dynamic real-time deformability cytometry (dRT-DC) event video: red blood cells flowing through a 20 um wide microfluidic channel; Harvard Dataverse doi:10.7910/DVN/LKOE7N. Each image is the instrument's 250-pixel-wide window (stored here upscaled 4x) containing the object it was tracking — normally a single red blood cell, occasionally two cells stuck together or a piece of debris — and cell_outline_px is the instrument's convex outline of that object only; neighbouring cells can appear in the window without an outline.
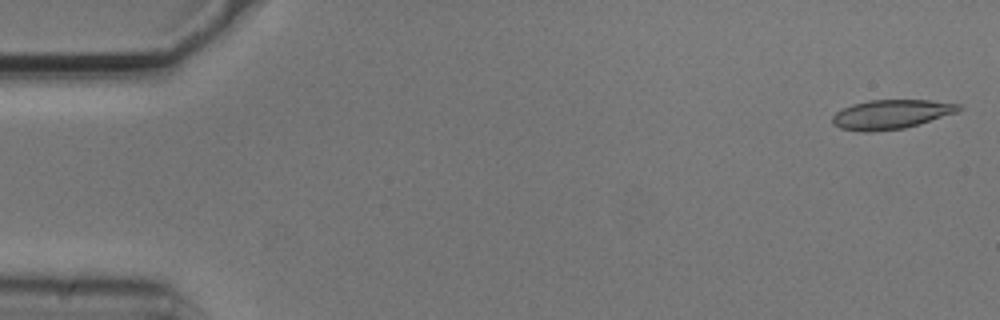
{"species": "common noctule bat (a hibernating species)", "species_latin": "Nyctalus noctula", "temperature_condition": "cold", "stored_images_in_passage": 53, "camera_frame_rate_fps": 3000, "um_per_image_px": 0.085, "animal": {"sex": "male", "body_mass_g": 20.5, "forearm_length_mm": 52.5}, "frame": {"image": 1, "passage_image": 1, "time_ms": 0.0, "image_size_px": [1000, 320], "cell_outline_px": [[964, 108], [956, 112], [904, 128], [872, 132], [864, 132], [840, 128], [832, 124], [832, 116], [836, 112], [852, 104], [868, 100], [928, 100], [960, 104]], "centroid_in_image_um": [75.71, 9.71], "position_along_channel_um": 9.3, "area_um2": 21.39}}
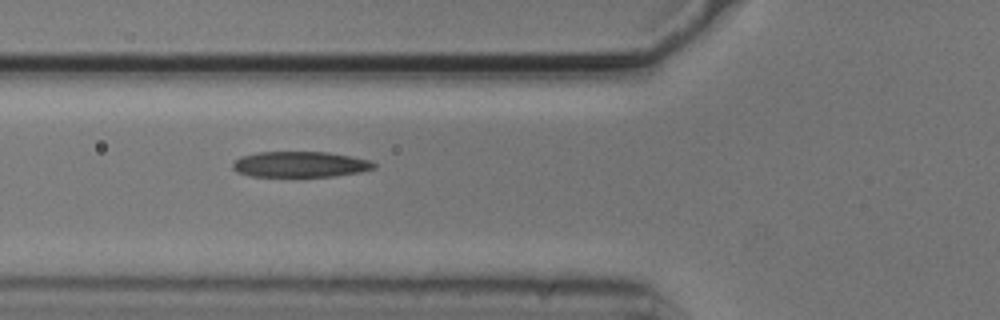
{"frame": {"image": 2, "passage_image": 19, "time_ms": 6.0, "image_size_px": [1000, 320], "cell_outline_px": [[376, 168], [360, 172], [336, 176], [248, 176], [236, 172], [232, 168], [232, 164], [240, 156], [256, 152], [328, 152], [352, 156], [368, 160], [376, 164]], "centroid_in_image_um": [25.5, 13.97], "position_along_channel_um": 100.3, "area_um2": 21.27}}
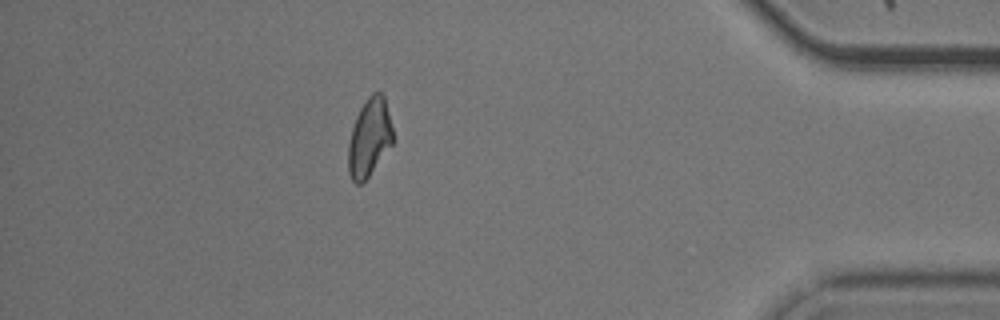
{"frame": {"image": 3, "passage_image": 47, "time_ms": 15.333, "image_size_px": [1000, 320], "cell_outline_px": [[396, 140], [368, 176], [360, 184], [356, 184], [352, 180], [348, 172], [348, 144], [352, 128], [356, 116], [360, 108], [368, 96], [372, 92], [380, 92], [384, 96]], "centroid_in_image_um": [31.41, 11.68], "position_along_channel_um": 403.8, "area_um2": 20.46}, "authors_computed_cell_mechanics": {"area_um2": 21.2704, "velocity_mm_per_s": 3.7134, "shape_relaxation_time_tau1_ms": 9.3683, "shape_relaxation_time_tau2_ms": 3.2407, "deformation_change_tau1": 0.2091, "deformation_change_tau2": 0.1166}}